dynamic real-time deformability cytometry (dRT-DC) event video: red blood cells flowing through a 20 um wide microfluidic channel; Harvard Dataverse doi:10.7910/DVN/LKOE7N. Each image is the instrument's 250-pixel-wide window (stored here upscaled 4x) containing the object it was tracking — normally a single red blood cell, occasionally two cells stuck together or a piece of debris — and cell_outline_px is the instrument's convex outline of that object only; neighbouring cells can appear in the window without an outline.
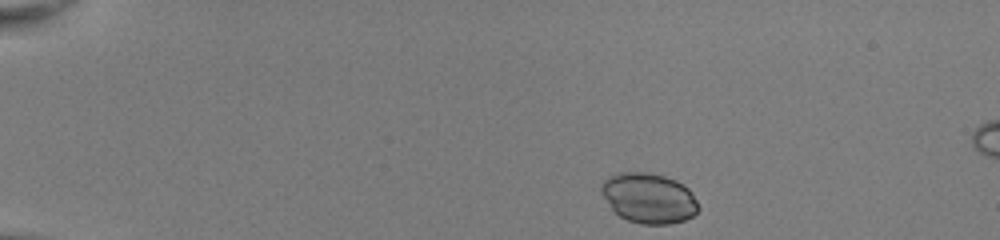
{"species": "common noctule bat (a hibernating species)", "species_latin": "Nyctalus noctula", "temperature_condition": "room temperature", "stored_images_in_passage": 9, "camera_frame_rate_fps": 3000, "um_per_image_px": 0.085, "animal": {"sex": "female", "body_mass_g": 22.0, "forearm_length_mm": 56.7}, "frame": {"image": 1, "passage_image": 1, "time_ms": 0.0, "image_size_px": [1000, 240], "cell_outline_px": [[700, 208], [692, 216], [684, 220], [668, 224], [640, 224], [628, 220], [620, 216], [612, 208], [600, 192], [600, 184], [608, 176], [620, 172], [644, 172], [664, 176], [676, 180], [684, 184], [692, 192]], "centroid_in_image_um": [55.14, 16.83], "position_along_channel_um": 29.9, "area_um2": 28.44}}